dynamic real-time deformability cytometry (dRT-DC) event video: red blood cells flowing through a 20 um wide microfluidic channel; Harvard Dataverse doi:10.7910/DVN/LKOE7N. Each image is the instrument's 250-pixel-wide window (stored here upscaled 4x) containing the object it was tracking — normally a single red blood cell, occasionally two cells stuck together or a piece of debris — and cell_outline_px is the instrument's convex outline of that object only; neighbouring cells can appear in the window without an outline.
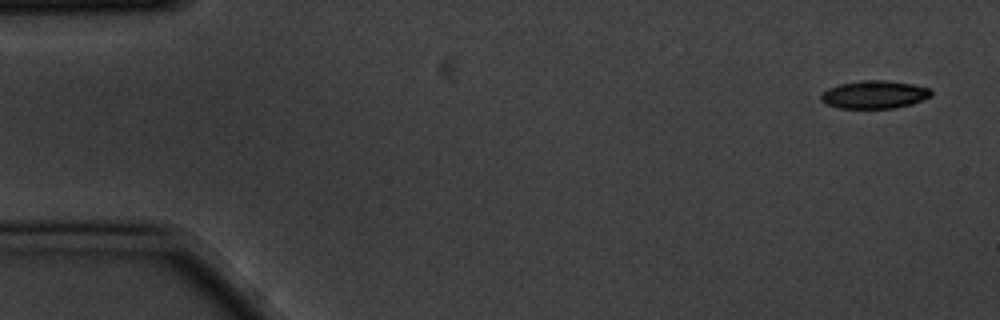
{"species": "common noctule bat (a hibernating species)", "species_latin": "Nyctalus noctula", "temperature_condition": "cold", "stored_images_in_passage": 4, "camera_frame_rate_fps": 3000, "um_per_image_px": 0.085, "animal": {"sex": "male", "body_mass_g": 20.1, "forearm_length_mm": 53.5}, "frame": {"image": 1, "passage_image": 1, "time_ms": 0.0, "image_size_px": [1000, 320], "cell_outline_px": [[932, 96], [912, 104], [896, 108], [840, 108], [828, 104], [820, 100], [820, 92], [828, 88], [840, 84], [864, 80], [884, 80], [912, 84], [932, 88]], "centroid_in_image_um": [74.34, 8.04], "position_along_channel_um": 10.7, "area_um2": 18.03}}
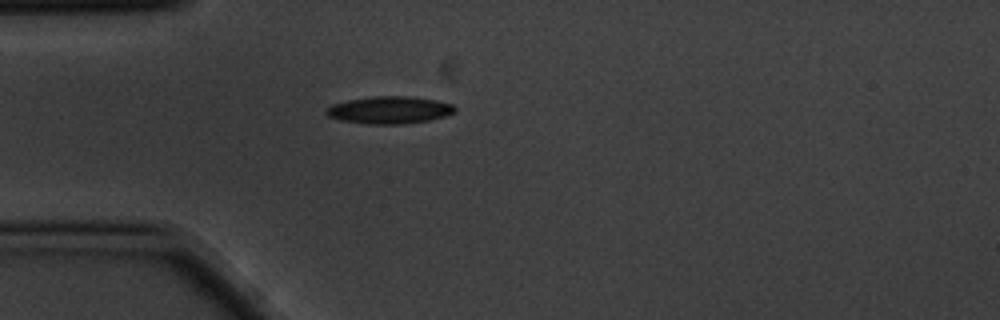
{"frame": {"image": 2, "passage_image": 4, "time_ms": 1.0, "image_size_px": [1000, 320], "cell_outline_px": [[456, 112], [444, 116], [428, 120], [404, 124], [368, 124], [340, 120], [328, 116], [324, 112], [332, 104], [348, 100], [376, 96], [412, 96], [436, 100], [452, 104], [456, 108]], "centroid_in_image_um": [33.11, 9.35], "position_along_channel_um": 51.9, "area_um2": 20.46}}